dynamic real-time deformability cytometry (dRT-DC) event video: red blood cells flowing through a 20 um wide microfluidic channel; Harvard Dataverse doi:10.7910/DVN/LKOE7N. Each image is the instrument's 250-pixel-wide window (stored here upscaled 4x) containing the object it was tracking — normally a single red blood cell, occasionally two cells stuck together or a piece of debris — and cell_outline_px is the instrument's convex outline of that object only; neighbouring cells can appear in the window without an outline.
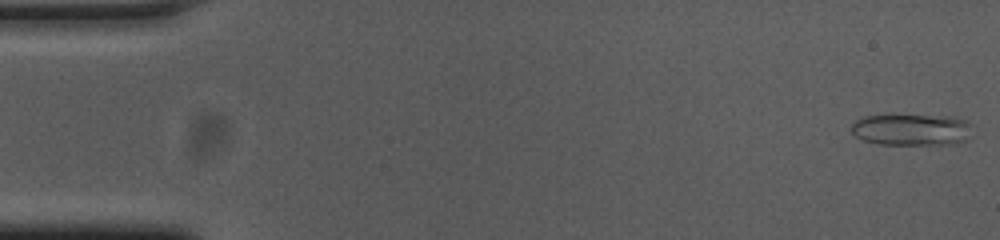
{"species": "common noctule bat (a hibernating species)", "species_latin": "Nyctalus noctula", "temperature_condition": "cold", "stored_images_in_passage": 54, "camera_frame_rate_fps": 3000, "um_per_image_px": 0.085, "animal": {"sex": "female", "body_mass_g": 23.0, "forearm_length_mm": 53.4}, "frame": {"image": 1, "passage_image": 1, "time_ms": 0.0, "image_size_px": [1000, 240], "cell_outline_px": [[972, 136], [956, 144], [880, 144], [864, 140], [856, 136], [852, 132], [852, 124], [856, 120], [864, 116], [892, 112], [956, 116], [968, 120], [972, 124]], "centroid_in_image_um": [77.54, 10.95], "position_along_channel_um": 7.5, "area_um2": 23.64}}
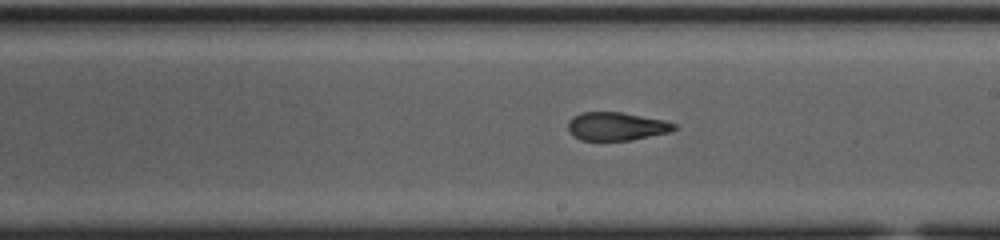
{"frame": {"image": 2, "passage_image": 30, "time_ms": 9.667, "image_size_px": [1000, 240], "cell_outline_px": [[680, 128], [672, 132], [632, 140], [580, 140], [572, 136], [568, 132], [568, 120], [572, 116], [580, 112], [620, 112], [664, 120], [676, 124]], "centroid_in_image_um": [52.4, 10.74], "position_along_channel_um": 236.6, "area_um2": 17.8}}
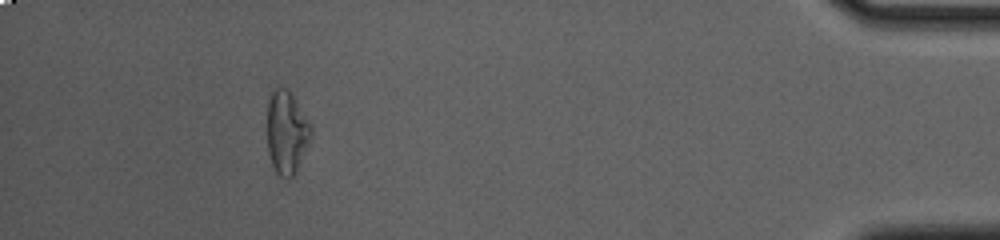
{"frame": {"image": 3, "passage_image": 49, "time_ms": 16.0, "image_size_px": [1000, 240], "cell_outline_px": [[312, 132], [296, 172], [292, 176], [280, 176], [276, 172], [272, 164], [268, 152], [268, 100], [272, 92], [276, 88], [284, 88], [292, 96], [312, 128]], "centroid_in_image_um": [24.34, 11.27], "position_along_channel_um": 410.9, "area_um2": 20.35}, "authors_computed_cell_mechanics": {"area_um2": 19.4208, "velocity_mm_per_s": 3.7426, "shape_relaxation_time_tau1_ms": null, "shape_relaxation_time_tau2_ms": 2.6593, "deformation_change_tau1": null, "deformation_change_tau2": 0.1155}}